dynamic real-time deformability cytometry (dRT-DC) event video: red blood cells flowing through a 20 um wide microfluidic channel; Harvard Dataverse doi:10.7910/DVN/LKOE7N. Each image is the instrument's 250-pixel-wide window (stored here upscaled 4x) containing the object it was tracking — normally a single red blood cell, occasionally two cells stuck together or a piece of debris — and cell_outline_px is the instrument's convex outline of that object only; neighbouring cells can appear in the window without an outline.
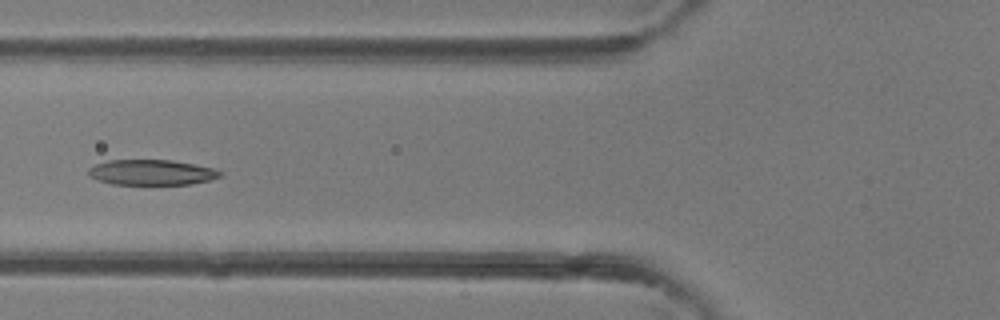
{"species": "common noctule bat (a hibernating species)", "species_latin": "Nyctalus noctula", "temperature_condition": "room temperature", "stored_images_in_passage": 4, "camera_frame_rate_fps": 3000, "um_per_image_px": 0.085, "animal": {"sex": "female"}, "frame": {"image": 1, "passage_image": 4, "time_ms": 4.333, "image_size_px": [1000, 320], "cell_outline_px": [[224, 172], [220, 176], [208, 180], [192, 184], [112, 184], [88, 176], [88, 168], [96, 164], [108, 160], [172, 160], [196, 164], [216, 168]], "centroid_in_image_um": [12.91, 14.64], "position_along_channel_um": 112.9, "area_um2": 19.54}}